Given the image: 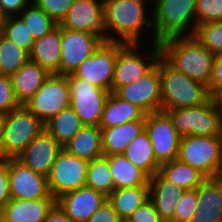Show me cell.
<instances>
[{
	"instance_id": "cell-1",
	"label": "cell",
	"mask_w": 222,
	"mask_h": 222,
	"mask_svg": "<svg viewBox=\"0 0 222 222\" xmlns=\"http://www.w3.org/2000/svg\"><path fill=\"white\" fill-rule=\"evenodd\" d=\"M161 57L174 69L209 86L214 54L193 35L170 37L160 43Z\"/></svg>"
},
{
	"instance_id": "cell-2",
	"label": "cell",
	"mask_w": 222,
	"mask_h": 222,
	"mask_svg": "<svg viewBox=\"0 0 222 222\" xmlns=\"http://www.w3.org/2000/svg\"><path fill=\"white\" fill-rule=\"evenodd\" d=\"M147 0H103V15L106 41H121L140 45L141 30L144 25L153 27V22L145 18ZM113 31L117 39L108 35Z\"/></svg>"
},
{
	"instance_id": "cell-3",
	"label": "cell",
	"mask_w": 222,
	"mask_h": 222,
	"mask_svg": "<svg viewBox=\"0 0 222 222\" xmlns=\"http://www.w3.org/2000/svg\"><path fill=\"white\" fill-rule=\"evenodd\" d=\"M161 80V111L205 104L211 95L208 87L189 78L159 59Z\"/></svg>"
},
{
	"instance_id": "cell-4",
	"label": "cell",
	"mask_w": 222,
	"mask_h": 222,
	"mask_svg": "<svg viewBox=\"0 0 222 222\" xmlns=\"http://www.w3.org/2000/svg\"><path fill=\"white\" fill-rule=\"evenodd\" d=\"M152 12L154 42L160 43L170 37L185 36L193 23L190 35L196 30V0H154ZM195 19V20H194Z\"/></svg>"
},
{
	"instance_id": "cell-5",
	"label": "cell",
	"mask_w": 222,
	"mask_h": 222,
	"mask_svg": "<svg viewBox=\"0 0 222 222\" xmlns=\"http://www.w3.org/2000/svg\"><path fill=\"white\" fill-rule=\"evenodd\" d=\"M177 159L197 169L206 178L222 176V135L182 136Z\"/></svg>"
},
{
	"instance_id": "cell-6",
	"label": "cell",
	"mask_w": 222,
	"mask_h": 222,
	"mask_svg": "<svg viewBox=\"0 0 222 222\" xmlns=\"http://www.w3.org/2000/svg\"><path fill=\"white\" fill-rule=\"evenodd\" d=\"M44 129V123L24 105L4 114L0 158H17Z\"/></svg>"
},
{
	"instance_id": "cell-7",
	"label": "cell",
	"mask_w": 222,
	"mask_h": 222,
	"mask_svg": "<svg viewBox=\"0 0 222 222\" xmlns=\"http://www.w3.org/2000/svg\"><path fill=\"white\" fill-rule=\"evenodd\" d=\"M174 127L181 136L222 135V113L217 100L211 97L196 107L167 109Z\"/></svg>"
},
{
	"instance_id": "cell-8",
	"label": "cell",
	"mask_w": 222,
	"mask_h": 222,
	"mask_svg": "<svg viewBox=\"0 0 222 222\" xmlns=\"http://www.w3.org/2000/svg\"><path fill=\"white\" fill-rule=\"evenodd\" d=\"M67 75L50 74L38 91L23 105L44 124L70 106Z\"/></svg>"
},
{
	"instance_id": "cell-9",
	"label": "cell",
	"mask_w": 222,
	"mask_h": 222,
	"mask_svg": "<svg viewBox=\"0 0 222 222\" xmlns=\"http://www.w3.org/2000/svg\"><path fill=\"white\" fill-rule=\"evenodd\" d=\"M125 44L121 41H103L96 51L87 57L72 74L108 92H112L117 54Z\"/></svg>"
},
{
	"instance_id": "cell-10",
	"label": "cell",
	"mask_w": 222,
	"mask_h": 222,
	"mask_svg": "<svg viewBox=\"0 0 222 222\" xmlns=\"http://www.w3.org/2000/svg\"><path fill=\"white\" fill-rule=\"evenodd\" d=\"M70 88V106L80 117L81 123L88 126H99L104 105L110 94L87 80L67 75Z\"/></svg>"
},
{
	"instance_id": "cell-11",
	"label": "cell",
	"mask_w": 222,
	"mask_h": 222,
	"mask_svg": "<svg viewBox=\"0 0 222 222\" xmlns=\"http://www.w3.org/2000/svg\"><path fill=\"white\" fill-rule=\"evenodd\" d=\"M88 165L89 160L74 156L63 148L47 177L50 194L57 199L64 193L86 186Z\"/></svg>"
},
{
	"instance_id": "cell-12",
	"label": "cell",
	"mask_w": 222,
	"mask_h": 222,
	"mask_svg": "<svg viewBox=\"0 0 222 222\" xmlns=\"http://www.w3.org/2000/svg\"><path fill=\"white\" fill-rule=\"evenodd\" d=\"M140 47L137 43L125 44L118 52L112 82V93L119 87L136 82L149 73L161 58V48L159 43H154L153 52L148 56V60L137 53ZM150 58V59H149Z\"/></svg>"
},
{
	"instance_id": "cell-13",
	"label": "cell",
	"mask_w": 222,
	"mask_h": 222,
	"mask_svg": "<svg viewBox=\"0 0 222 222\" xmlns=\"http://www.w3.org/2000/svg\"><path fill=\"white\" fill-rule=\"evenodd\" d=\"M145 131L148 133L156 161L161 165L177 159L181 135L165 111L146 114Z\"/></svg>"
},
{
	"instance_id": "cell-14",
	"label": "cell",
	"mask_w": 222,
	"mask_h": 222,
	"mask_svg": "<svg viewBox=\"0 0 222 222\" xmlns=\"http://www.w3.org/2000/svg\"><path fill=\"white\" fill-rule=\"evenodd\" d=\"M105 41V35L61 28V61L59 75H68Z\"/></svg>"
},
{
	"instance_id": "cell-15",
	"label": "cell",
	"mask_w": 222,
	"mask_h": 222,
	"mask_svg": "<svg viewBox=\"0 0 222 222\" xmlns=\"http://www.w3.org/2000/svg\"><path fill=\"white\" fill-rule=\"evenodd\" d=\"M9 188L11 199L54 198L47 177L32 171L18 158H9Z\"/></svg>"
},
{
	"instance_id": "cell-16",
	"label": "cell",
	"mask_w": 222,
	"mask_h": 222,
	"mask_svg": "<svg viewBox=\"0 0 222 222\" xmlns=\"http://www.w3.org/2000/svg\"><path fill=\"white\" fill-rule=\"evenodd\" d=\"M119 98L140 107L146 114L161 111V80L159 60L145 76L114 92Z\"/></svg>"
},
{
	"instance_id": "cell-17",
	"label": "cell",
	"mask_w": 222,
	"mask_h": 222,
	"mask_svg": "<svg viewBox=\"0 0 222 222\" xmlns=\"http://www.w3.org/2000/svg\"><path fill=\"white\" fill-rule=\"evenodd\" d=\"M73 0L63 20L61 28L84 31L95 35H105L103 0Z\"/></svg>"
},
{
	"instance_id": "cell-18",
	"label": "cell",
	"mask_w": 222,
	"mask_h": 222,
	"mask_svg": "<svg viewBox=\"0 0 222 222\" xmlns=\"http://www.w3.org/2000/svg\"><path fill=\"white\" fill-rule=\"evenodd\" d=\"M62 149L57 140L44 129L17 158L32 171L48 177Z\"/></svg>"
},
{
	"instance_id": "cell-19",
	"label": "cell",
	"mask_w": 222,
	"mask_h": 222,
	"mask_svg": "<svg viewBox=\"0 0 222 222\" xmlns=\"http://www.w3.org/2000/svg\"><path fill=\"white\" fill-rule=\"evenodd\" d=\"M107 200V196L88 186L64 193L56 203L74 222H86Z\"/></svg>"
},
{
	"instance_id": "cell-20",
	"label": "cell",
	"mask_w": 222,
	"mask_h": 222,
	"mask_svg": "<svg viewBox=\"0 0 222 222\" xmlns=\"http://www.w3.org/2000/svg\"><path fill=\"white\" fill-rule=\"evenodd\" d=\"M196 207L189 222L222 221V176L206 178L197 187Z\"/></svg>"
},
{
	"instance_id": "cell-21",
	"label": "cell",
	"mask_w": 222,
	"mask_h": 222,
	"mask_svg": "<svg viewBox=\"0 0 222 222\" xmlns=\"http://www.w3.org/2000/svg\"><path fill=\"white\" fill-rule=\"evenodd\" d=\"M184 189L165 180L158 172L149 178V199L164 222H170Z\"/></svg>"
},
{
	"instance_id": "cell-22",
	"label": "cell",
	"mask_w": 222,
	"mask_h": 222,
	"mask_svg": "<svg viewBox=\"0 0 222 222\" xmlns=\"http://www.w3.org/2000/svg\"><path fill=\"white\" fill-rule=\"evenodd\" d=\"M55 204V198L11 199L0 213L13 222H43Z\"/></svg>"
},
{
	"instance_id": "cell-23",
	"label": "cell",
	"mask_w": 222,
	"mask_h": 222,
	"mask_svg": "<svg viewBox=\"0 0 222 222\" xmlns=\"http://www.w3.org/2000/svg\"><path fill=\"white\" fill-rule=\"evenodd\" d=\"M145 131V119L122 123L110 128H101L103 155L123 154L132 140Z\"/></svg>"
},
{
	"instance_id": "cell-24",
	"label": "cell",
	"mask_w": 222,
	"mask_h": 222,
	"mask_svg": "<svg viewBox=\"0 0 222 222\" xmlns=\"http://www.w3.org/2000/svg\"><path fill=\"white\" fill-rule=\"evenodd\" d=\"M29 60L36 62L50 74H59L61 61V27L59 25L47 35L34 40Z\"/></svg>"
},
{
	"instance_id": "cell-25",
	"label": "cell",
	"mask_w": 222,
	"mask_h": 222,
	"mask_svg": "<svg viewBox=\"0 0 222 222\" xmlns=\"http://www.w3.org/2000/svg\"><path fill=\"white\" fill-rule=\"evenodd\" d=\"M50 73L34 61L28 60L14 74L11 81L17 100L27 102L41 87Z\"/></svg>"
},
{
	"instance_id": "cell-26",
	"label": "cell",
	"mask_w": 222,
	"mask_h": 222,
	"mask_svg": "<svg viewBox=\"0 0 222 222\" xmlns=\"http://www.w3.org/2000/svg\"><path fill=\"white\" fill-rule=\"evenodd\" d=\"M139 119H146V113L140 107L110 92L104 105L99 127L110 128Z\"/></svg>"
},
{
	"instance_id": "cell-27",
	"label": "cell",
	"mask_w": 222,
	"mask_h": 222,
	"mask_svg": "<svg viewBox=\"0 0 222 222\" xmlns=\"http://www.w3.org/2000/svg\"><path fill=\"white\" fill-rule=\"evenodd\" d=\"M63 148L68 153L89 161L104 156L101 128L84 125Z\"/></svg>"
},
{
	"instance_id": "cell-28",
	"label": "cell",
	"mask_w": 222,
	"mask_h": 222,
	"mask_svg": "<svg viewBox=\"0 0 222 222\" xmlns=\"http://www.w3.org/2000/svg\"><path fill=\"white\" fill-rule=\"evenodd\" d=\"M114 190L149 185V177L123 154L107 155Z\"/></svg>"
},
{
	"instance_id": "cell-29",
	"label": "cell",
	"mask_w": 222,
	"mask_h": 222,
	"mask_svg": "<svg viewBox=\"0 0 222 222\" xmlns=\"http://www.w3.org/2000/svg\"><path fill=\"white\" fill-rule=\"evenodd\" d=\"M123 155L149 178L159 170L160 164L156 161L150 138L146 131L130 142Z\"/></svg>"
},
{
	"instance_id": "cell-30",
	"label": "cell",
	"mask_w": 222,
	"mask_h": 222,
	"mask_svg": "<svg viewBox=\"0 0 222 222\" xmlns=\"http://www.w3.org/2000/svg\"><path fill=\"white\" fill-rule=\"evenodd\" d=\"M122 220H126L139 206L149 200V185L115 189L107 197Z\"/></svg>"
},
{
	"instance_id": "cell-31",
	"label": "cell",
	"mask_w": 222,
	"mask_h": 222,
	"mask_svg": "<svg viewBox=\"0 0 222 222\" xmlns=\"http://www.w3.org/2000/svg\"><path fill=\"white\" fill-rule=\"evenodd\" d=\"M158 173L165 180L176 184L184 190L196 189L206 179L197 169L178 159L161 164Z\"/></svg>"
},
{
	"instance_id": "cell-32",
	"label": "cell",
	"mask_w": 222,
	"mask_h": 222,
	"mask_svg": "<svg viewBox=\"0 0 222 222\" xmlns=\"http://www.w3.org/2000/svg\"><path fill=\"white\" fill-rule=\"evenodd\" d=\"M45 130L64 147L84 126L71 106L61 110L45 124Z\"/></svg>"
},
{
	"instance_id": "cell-33",
	"label": "cell",
	"mask_w": 222,
	"mask_h": 222,
	"mask_svg": "<svg viewBox=\"0 0 222 222\" xmlns=\"http://www.w3.org/2000/svg\"><path fill=\"white\" fill-rule=\"evenodd\" d=\"M29 60V54L0 32V74H14Z\"/></svg>"
},
{
	"instance_id": "cell-34",
	"label": "cell",
	"mask_w": 222,
	"mask_h": 222,
	"mask_svg": "<svg viewBox=\"0 0 222 222\" xmlns=\"http://www.w3.org/2000/svg\"><path fill=\"white\" fill-rule=\"evenodd\" d=\"M86 186L104 193L107 197L112 193L114 184L106 156L89 161Z\"/></svg>"
},
{
	"instance_id": "cell-35",
	"label": "cell",
	"mask_w": 222,
	"mask_h": 222,
	"mask_svg": "<svg viewBox=\"0 0 222 222\" xmlns=\"http://www.w3.org/2000/svg\"><path fill=\"white\" fill-rule=\"evenodd\" d=\"M30 4L20 13L21 16L19 18L27 25L33 39L36 40L47 35L58 24L33 2H30Z\"/></svg>"
},
{
	"instance_id": "cell-36",
	"label": "cell",
	"mask_w": 222,
	"mask_h": 222,
	"mask_svg": "<svg viewBox=\"0 0 222 222\" xmlns=\"http://www.w3.org/2000/svg\"><path fill=\"white\" fill-rule=\"evenodd\" d=\"M14 17L0 19V32L29 54L34 43L32 33L19 17Z\"/></svg>"
},
{
	"instance_id": "cell-37",
	"label": "cell",
	"mask_w": 222,
	"mask_h": 222,
	"mask_svg": "<svg viewBox=\"0 0 222 222\" xmlns=\"http://www.w3.org/2000/svg\"><path fill=\"white\" fill-rule=\"evenodd\" d=\"M193 36L214 55L222 53V20L198 25Z\"/></svg>"
},
{
	"instance_id": "cell-38",
	"label": "cell",
	"mask_w": 222,
	"mask_h": 222,
	"mask_svg": "<svg viewBox=\"0 0 222 222\" xmlns=\"http://www.w3.org/2000/svg\"><path fill=\"white\" fill-rule=\"evenodd\" d=\"M196 27L222 20V0H196Z\"/></svg>"
},
{
	"instance_id": "cell-39",
	"label": "cell",
	"mask_w": 222,
	"mask_h": 222,
	"mask_svg": "<svg viewBox=\"0 0 222 222\" xmlns=\"http://www.w3.org/2000/svg\"><path fill=\"white\" fill-rule=\"evenodd\" d=\"M196 203L197 188L193 190H184L176 204L174 217L170 222H189L191 216L197 210Z\"/></svg>"
},
{
	"instance_id": "cell-40",
	"label": "cell",
	"mask_w": 222,
	"mask_h": 222,
	"mask_svg": "<svg viewBox=\"0 0 222 222\" xmlns=\"http://www.w3.org/2000/svg\"><path fill=\"white\" fill-rule=\"evenodd\" d=\"M59 24L68 13L73 0H29Z\"/></svg>"
},
{
	"instance_id": "cell-41",
	"label": "cell",
	"mask_w": 222,
	"mask_h": 222,
	"mask_svg": "<svg viewBox=\"0 0 222 222\" xmlns=\"http://www.w3.org/2000/svg\"><path fill=\"white\" fill-rule=\"evenodd\" d=\"M20 106L21 104L14 92L11 77L0 74V113L7 114Z\"/></svg>"
},
{
	"instance_id": "cell-42",
	"label": "cell",
	"mask_w": 222,
	"mask_h": 222,
	"mask_svg": "<svg viewBox=\"0 0 222 222\" xmlns=\"http://www.w3.org/2000/svg\"><path fill=\"white\" fill-rule=\"evenodd\" d=\"M128 222H164L149 199L139 206L127 219Z\"/></svg>"
},
{
	"instance_id": "cell-43",
	"label": "cell",
	"mask_w": 222,
	"mask_h": 222,
	"mask_svg": "<svg viewBox=\"0 0 222 222\" xmlns=\"http://www.w3.org/2000/svg\"><path fill=\"white\" fill-rule=\"evenodd\" d=\"M10 200L9 158H0V211Z\"/></svg>"
},
{
	"instance_id": "cell-44",
	"label": "cell",
	"mask_w": 222,
	"mask_h": 222,
	"mask_svg": "<svg viewBox=\"0 0 222 222\" xmlns=\"http://www.w3.org/2000/svg\"><path fill=\"white\" fill-rule=\"evenodd\" d=\"M86 222H122V219L107 199Z\"/></svg>"
},
{
	"instance_id": "cell-45",
	"label": "cell",
	"mask_w": 222,
	"mask_h": 222,
	"mask_svg": "<svg viewBox=\"0 0 222 222\" xmlns=\"http://www.w3.org/2000/svg\"><path fill=\"white\" fill-rule=\"evenodd\" d=\"M208 91L213 98L222 91V53L214 55V65Z\"/></svg>"
},
{
	"instance_id": "cell-46",
	"label": "cell",
	"mask_w": 222,
	"mask_h": 222,
	"mask_svg": "<svg viewBox=\"0 0 222 222\" xmlns=\"http://www.w3.org/2000/svg\"><path fill=\"white\" fill-rule=\"evenodd\" d=\"M28 5V0H0V19L20 14Z\"/></svg>"
},
{
	"instance_id": "cell-47",
	"label": "cell",
	"mask_w": 222,
	"mask_h": 222,
	"mask_svg": "<svg viewBox=\"0 0 222 222\" xmlns=\"http://www.w3.org/2000/svg\"><path fill=\"white\" fill-rule=\"evenodd\" d=\"M43 222H74L56 203Z\"/></svg>"
},
{
	"instance_id": "cell-48",
	"label": "cell",
	"mask_w": 222,
	"mask_h": 222,
	"mask_svg": "<svg viewBox=\"0 0 222 222\" xmlns=\"http://www.w3.org/2000/svg\"><path fill=\"white\" fill-rule=\"evenodd\" d=\"M3 130H4V114L0 113V145L2 140Z\"/></svg>"
},
{
	"instance_id": "cell-49",
	"label": "cell",
	"mask_w": 222,
	"mask_h": 222,
	"mask_svg": "<svg viewBox=\"0 0 222 222\" xmlns=\"http://www.w3.org/2000/svg\"><path fill=\"white\" fill-rule=\"evenodd\" d=\"M215 99L217 100L222 113V91L215 97Z\"/></svg>"
},
{
	"instance_id": "cell-50",
	"label": "cell",
	"mask_w": 222,
	"mask_h": 222,
	"mask_svg": "<svg viewBox=\"0 0 222 222\" xmlns=\"http://www.w3.org/2000/svg\"><path fill=\"white\" fill-rule=\"evenodd\" d=\"M0 222H13V221L7 220V219L0 213Z\"/></svg>"
}]
</instances>
